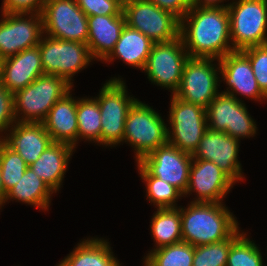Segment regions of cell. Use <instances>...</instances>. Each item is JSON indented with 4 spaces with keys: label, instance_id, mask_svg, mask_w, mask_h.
I'll return each instance as SVG.
<instances>
[{
    "label": "cell",
    "instance_id": "e0dca14e",
    "mask_svg": "<svg viewBox=\"0 0 267 266\" xmlns=\"http://www.w3.org/2000/svg\"><path fill=\"white\" fill-rule=\"evenodd\" d=\"M238 153V139L225 132L208 128L192 154V158L212 161L236 183L243 179L242 167L237 158Z\"/></svg>",
    "mask_w": 267,
    "mask_h": 266
},
{
    "label": "cell",
    "instance_id": "d6986e66",
    "mask_svg": "<svg viewBox=\"0 0 267 266\" xmlns=\"http://www.w3.org/2000/svg\"><path fill=\"white\" fill-rule=\"evenodd\" d=\"M2 141L19 154L29 166L53 143L43 123L16 122Z\"/></svg>",
    "mask_w": 267,
    "mask_h": 266
},
{
    "label": "cell",
    "instance_id": "603a6c76",
    "mask_svg": "<svg viewBox=\"0 0 267 266\" xmlns=\"http://www.w3.org/2000/svg\"><path fill=\"white\" fill-rule=\"evenodd\" d=\"M74 149L68 144L53 142L28 167L57 193L63 183L62 180Z\"/></svg>",
    "mask_w": 267,
    "mask_h": 266
},
{
    "label": "cell",
    "instance_id": "836d02e7",
    "mask_svg": "<svg viewBox=\"0 0 267 266\" xmlns=\"http://www.w3.org/2000/svg\"><path fill=\"white\" fill-rule=\"evenodd\" d=\"M241 52L249 59L258 86L267 96V44L248 47Z\"/></svg>",
    "mask_w": 267,
    "mask_h": 266
},
{
    "label": "cell",
    "instance_id": "4fadbf2b",
    "mask_svg": "<svg viewBox=\"0 0 267 266\" xmlns=\"http://www.w3.org/2000/svg\"><path fill=\"white\" fill-rule=\"evenodd\" d=\"M243 101L221 91L206 108L208 128L240 141L256 134V123Z\"/></svg>",
    "mask_w": 267,
    "mask_h": 266
},
{
    "label": "cell",
    "instance_id": "e575fe53",
    "mask_svg": "<svg viewBox=\"0 0 267 266\" xmlns=\"http://www.w3.org/2000/svg\"><path fill=\"white\" fill-rule=\"evenodd\" d=\"M80 9L87 16L120 15L123 5L118 0H76Z\"/></svg>",
    "mask_w": 267,
    "mask_h": 266
},
{
    "label": "cell",
    "instance_id": "d590c367",
    "mask_svg": "<svg viewBox=\"0 0 267 266\" xmlns=\"http://www.w3.org/2000/svg\"><path fill=\"white\" fill-rule=\"evenodd\" d=\"M15 123L14 96L0 82V134L7 132Z\"/></svg>",
    "mask_w": 267,
    "mask_h": 266
},
{
    "label": "cell",
    "instance_id": "7402d4cb",
    "mask_svg": "<svg viewBox=\"0 0 267 266\" xmlns=\"http://www.w3.org/2000/svg\"><path fill=\"white\" fill-rule=\"evenodd\" d=\"M70 92L71 90L55 103L42 123L53 142L75 148L78 132L77 99Z\"/></svg>",
    "mask_w": 267,
    "mask_h": 266
},
{
    "label": "cell",
    "instance_id": "5bb4252c",
    "mask_svg": "<svg viewBox=\"0 0 267 266\" xmlns=\"http://www.w3.org/2000/svg\"><path fill=\"white\" fill-rule=\"evenodd\" d=\"M2 15L0 20L1 57L7 58L25 49L38 46L42 36L44 37L41 14L2 13Z\"/></svg>",
    "mask_w": 267,
    "mask_h": 266
},
{
    "label": "cell",
    "instance_id": "ba28073f",
    "mask_svg": "<svg viewBox=\"0 0 267 266\" xmlns=\"http://www.w3.org/2000/svg\"><path fill=\"white\" fill-rule=\"evenodd\" d=\"M171 97L168 143L192 155L208 129L206 109L174 94Z\"/></svg>",
    "mask_w": 267,
    "mask_h": 266
},
{
    "label": "cell",
    "instance_id": "b9f144b4",
    "mask_svg": "<svg viewBox=\"0 0 267 266\" xmlns=\"http://www.w3.org/2000/svg\"><path fill=\"white\" fill-rule=\"evenodd\" d=\"M118 1L124 6L126 3L137 1V0H118Z\"/></svg>",
    "mask_w": 267,
    "mask_h": 266
},
{
    "label": "cell",
    "instance_id": "8d00e7d4",
    "mask_svg": "<svg viewBox=\"0 0 267 266\" xmlns=\"http://www.w3.org/2000/svg\"><path fill=\"white\" fill-rule=\"evenodd\" d=\"M46 0H3L2 13L42 14Z\"/></svg>",
    "mask_w": 267,
    "mask_h": 266
},
{
    "label": "cell",
    "instance_id": "f1b7e54d",
    "mask_svg": "<svg viewBox=\"0 0 267 266\" xmlns=\"http://www.w3.org/2000/svg\"><path fill=\"white\" fill-rule=\"evenodd\" d=\"M194 246L179 242L153 249L144 257V266H192Z\"/></svg>",
    "mask_w": 267,
    "mask_h": 266
},
{
    "label": "cell",
    "instance_id": "2e32d148",
    "mask_svg": "<svg viewBox=\"0 0 267 266\" xmlns=\"http://www.w3.org/2000/svg\"><path fill=\"white\" fill-rule=\"evenodd\" d=\"M235 182L212 161L193 159L185 195L197 192L192 202L223 203Z\"/></svg>",
    "mask_w": 267,
    "mask_h": 266
},
{
    "label": "cell",
    "instance_id": "1f68e13d",
    "mask_svg": "<svg viewBox=\"0 0 267 266\" xmlns=\"http://www.w3.org/2000/svg\"><path fill=\"white\" fill-rule=\"evenodd\" d=\"M0 168L1 177L8 192L22 178L28 165L23 158L9 148L2 140L0 141Z\"/></svg>",
    "mask_w": 267,
    "mask_h": 266
},
{
    "label": "cell",
    "instance_id": "484cf974",
    "mask_svg": "<svg viewBox=\"0 0 267 266\" xmlns=\"http://www.w3.org/2000/svg\"><path fill=\"white\" fill-rule=\"evenodd\" d=\"M53 193L48 184L28 167L19 182L7 192L3 204L13 199L48 211Z\"/></svg>",
    "mask_w": 267,
    "mask_h": 266
},
{
    "label": "cell",
    "instance_id": "cb8c5ba5",
    "mask_svg": "<svg viewBox=\"0 0 267 266\" xmlns=\"http://www.w3.org/2000/svg\"><path fill=\"white\" fill-rule=\"evenodd\" d=\"M154 43L150 38L126 24L114 50L104 61L111 62L118 57L124 63L144 70Z\"/></svg>",
    "mask_w": 267,
    "mask_h": 266
},
{
    "label": "cell",
    "instance_id": "ac0fdd59",
    "mask_svg": "<svg viewBox=\"0 0 267 266\" xmlns=\"http://www.w3.org/2000/svg\"><path fill=\"white\" fill-rule=\"evenodd\" d=\"M217 61V65L220 66V76L229 87L224 93L235 98L240 94L260 102L267 100V96L258 86L249 59L241 51L228 53Z\"/></svg>",
    "mask_w": 267,
    "mask_h": 266
},
{
    "label": "cell",
    "instance_id": "6da1fadb",
    "mask_svg": "<svg viewBox=\"0 0 267 266\" xmlns=\"http://www.w3.org/2000/svg\"><path fill=\"white\" fill-rule=\"evenodd\" d=\"M180 37L189 58L221 59L234 52L227 7L191 6L180 20Z\"/></svg>",
    "mask_w": 267,
    "mask_h": 266
},
{
    "label": "cell",
    "instance_id": "9a60e30c",
    "mask_svg": "<svg viewBox=\"0 0 267 266\" xmlns=\"http://www.w3.org/2000/svg\"><path fill=\"white\" fill-rule=\"evenodd\" d=\"M192 155L167 143L145 155L139 163L152 175L177 188L185 197Z\"/></svg>",
    "mask_w": 267,
    "mask_h": 266
},
{
    "label": "cell",
    "instance_id": "60d3db41",
    "mask_svg": "<svg viewBox=\"0 0 267 266\" xmlns=\"http://www.w3.org/2000/svg\"><path fill=\"white\" fill-rule=\"evenodd\" d=\"M3 62H4V58L0 56V81L2 77Z\"/></svg>",
    "mask_w": 267,
    "mask_h": 266
},
{
    "label": "cell",
    "instance_id": "74e56055",
    "mask_svg": "<svg viewBox=\"0 0 267 266\" xmlns=\"http://www.w3.org/2000/svg\"><path fill=\"white\" fill-rule=\"evenodd\" d=\"M159 8L169 11L180 20L190 10L192 0H148Z\"/></svg>",
    "mask_w": 267,
    "mask_h": 266
},
{
    "label": "cell",
    "instance_id": "277c9868",
    "mask_svg": "<svg viewBox=\"0 0 267 266\" xmlns=\"http://www.w3.org/2000/svg\"><path fill=\"white\" fill-rule=\"evenodd\" d=\"M167 126L153 107L138 99L134 102L126 116L123 142L134 148L136 162L168 143Z\"/></svg>",
    "mask_w": 267,
    "mask_h": 266
},
{
    "label": "cell",
    "instance_id": "4316f807",
    "mask_svg": "<svg viewBox=\"0 0 267 266\" xmlns=\"http://www.w3.org/2000/svg\"><path fill=\"white\" fill-rule=\"evenodd\" d=\"M154 249L182 242L181 206L157 209L151 220Z\"/></svg>",
    "mask_w": 267,
    "mask_h": 266
},
{
    "label": "cell",
    "instance_id": "52a82bcc",
    "mask_svg": "<svg viewBox=\"0 0 267 266\" xmlns=\"http://www.w3.org/2000/svg\"><path fill=\"white\" fill-rule=\"evenodd\" d=\"M38 47L44 74L62 77L72 86L74 74L93 60L87 44L77 41H64L46 35L41 38Z\"/></svg>",
    "mask_w": 267,
    "mask_h": 266
},
{
    "label": "cell",
    "instance_id": "30bf717a",
    "mask_svg": "<svg viewBox=\"0 0 267 266\" xmlns=\"http://www.w3.org/2000/svg\"><path fill=\"white\" fill-rule=\"evenodd\" d=\"M41 15L47 36L87 44L88 16L76 0H46Z\"/></svg>",
    "mask_w": 267,
    "mask_h": 266
},
{
    "label": "cell",
    "instance_id": "ab89813d",
    "mask_svg": "<svg viewBox=\"0 0 267 266\" xmlns=\"http://www.w3.org/2000/svg\"><path fill=\"white\" fill-rule=\"evenodd\" d=\"M7 192L5 191V187L2 181L1 177V168H0V209L2 207V204L4 203L5 197H6Z\"/></svg>",
    "mask_w": 267,
    "mask_h": 266
},
{
    "label": "cell",
    "instance_id": "4dcf8cb0",
    "mask_svg": "<svg viewBox=\"0 0 267 266\" xmlns=\"http://www.w3.org/2000/svg\"><path fill=\"white\" fill-rule=\"evenodd\" d=\"M243 234L239 228L220 242L194 247L192 266H226L230 246Z\"/></svg>",
    "mask_w": 267,
    "mask_h": 266
},
{
    "label": "cell",
    "instance_id": "5b68a950",
    "mask_svg": "<svg viewBox=\"0 0 267 266\" xmlns=\"http://www.w3.org/2000/svg\"><path fill=\"white\" fill-rule=\"evenodd\" d=\"M227 10L234 51L267 44V0H233Z\"/></svg>",
    "mask_w": 267,
    "mask_h": 266
},
{
    "label": "cell",
    "instance_id": "83f0119b",
    "mask_svg": "<svg viewBox=\"0 0 267 266\" xmlns=\"http://www.w3.org/2000/svg\"><path fill=\"white\" fill-rule=\"evenodd\" d=\"M79 99V100H78ZM77 99V142L93 141L101 144V112L96 98H78Z\"/></svg>",
    "mask_w": 267,
    "mask_h": 266
},
{
    "label": "cell",
    "instance_id": "d6a6232c",
    "mask_svg": "<svg viewBox=\"0 0 267 266\" xmlns=\"http://www.w3.org/2000/svg\"><path fill=\"white\" fill-rule=\"evenodd\" d=\"M245 235L230 246L226 266H264L259 247Z\"/></svg>",
    "mask_w": 267,
    "mask_h": 266
},
{
    "label": "cell",
    "instance_id": "f35d334b",
    "mask_svg": "<svg viewBox=\"0 0 267 266\" xmlns=\"http://www.w3.org/2000/svg\"><path fill=\"white\" fill-rule=\"evenodd\" d=\"M224 0H192V6L197 7H228V4H221ZM226 1V0H225ZM219 3L221 5H219Z\"/></svg>",
    "mask_w": 267,
    "mask_h": 266
},
{
    "label": "cell",
    "instance_id": "8992f818",
    "mask_svg": "<svg viewBox=\"0 0 267 266\" xmlns=\"http://www.w3.org/2000/svg\"><path fill=\"white\" fill-rule=\"evenodd\" d=\"M95 97L101 112V145L115 146L124 139V126L130 107L137 100L127 94L121 78H111Z\"/></svg>",
    "mask_w": 267,
    "mask_h": 266
},
{
    "label": "cell",
    "instance_id": "9c48e42d",
    "mask_svg": "<svg viewBox=\"0 0 267 266\" xmlns=\"http://www.w3.org/2000/svg\"><path fill=\"white\" fill-rule=\"evenodd\" d=\"M126 24L153 42H170L180 37V19L148 0H137L123 6Z\"/></svg>",
    "mask_w": 267,
    "mask_h": 266
},
{
    "label": "cell",
    "instance_id": "f546056e",
    "mask_svg": "<svg viewBox=\"0 0 267 266\" xmlns=\"http://www.w3.org/2000/svg\"><path fill=\"white\" fill-rule=\"evenodd\" d=\"M137 167L141 178L146 182V195L150 203L156 205L157 209L177 208V199L184 195L168 182L152 176L139 162Z\"/></svg>",
    "mask_w": 267,
    "mask_h": 266
},
{
    "label": "cell",
    "instance_id": "3957f363",
    "mask_svg": "<svg viewBox=\"0 0 267 266\" xmlns=\"http://www.w3.org/2000/svg\"><path fill=\"white\" fill-rule=\"evenodd\" d=\"M71 89L72 85L62 77L46 74L39 76L13 94L16 122L42 123L49 110Z\"/></svg>",
    "mask_w": 267,
    "mask_h": 266
},
{
    "label": "cell",
    "instance_id": "ffe728a7",
    "mask_svg": "<svg viewBox=\"0 0 267 266\" xmlns=\"http://www.w3.org/2000/svg\"><path fill=\"white\" fill-rule=\"evenodd\" d=\"M44 75L39 47L4 58L1 84L12 94Z\"/></svg>",
    "mask_w": 267,
    "mask_h": 266
},
{
    "label": "cell",
    "instance_id": "44dd1931",
    "mask_svg": "<svg viewBox=\"0 0 267 266\" xmlns=\"http://www.w3.org/2000/svg\"><path fill=\"white\" fill-rule=\"evenodd\" d=\"M87 46L95 60L104 61L114 50L126 25L124 12L120 15L88 16Z\"/></svg>",
    "mask_w": 267,
    "mask_h": 266
},
{
    "label": "cell",
    "instance_id": "8fae6325",
    "mask_svg": "<svg viewBox=\"0 0 267 266\" xmlns=\"http://www.w3.org/2000/svg\"><path fill=\"white\" fill-rule=\"evenodd\" d=\"M215 58H189L183 67L182 79L174 95L183 101L208 107L220 93L217 74L220 66L213 64ZM215 66V67H214Z\"/></svg>",
    "mask_w": 267,
    "mask_h": 266
},
{
    "label": "cell",
    "instance_id": "7c38bea8",
    "mask_svg": "<svg viewBox=\"0 0 267 266\" xmlns=\"http://www.w3.org/2000/svg\"><path fill=\"white\" fill-rule=\"evenodd\" d=\"M189 59L183 40L154 43L148 56L146 71L149 81L174 94L181 83L185 62Z\"/></svg>",
    "mask_w": 267,
    "mask_h": 266
},
{
    "label": "cell",
    "instance_id": "d4e9b609",
    "mask_svg": "<svg viewBox=\"0 0 267 266\" xmlns=\"http://www.w3.org/2000/svg\"><path fill=\"white\" fill-rule=\"evenodd\" d=\"M107 240L87 238L78 243L58 266H121Z\"/></svg>",
    "mask_w": 267,
    "mask_h": 266
},
{
    "label": "cell",
    "instance_id": "7a4b0ae2",
    "mask_svg": "<svg viewBox=\"0 0 267 266\" xmlns=\"http://www.w3.org/2000/svg\"><path fill=\"white\" fill-rule=\"evenodd\" d=\"M238 225L223 203L191 201L187 208H181L182 241L194 247L228 239Z\"/></svg>",
    "mask_w": 267,
    "mask_h": 266
}]
</instances>
